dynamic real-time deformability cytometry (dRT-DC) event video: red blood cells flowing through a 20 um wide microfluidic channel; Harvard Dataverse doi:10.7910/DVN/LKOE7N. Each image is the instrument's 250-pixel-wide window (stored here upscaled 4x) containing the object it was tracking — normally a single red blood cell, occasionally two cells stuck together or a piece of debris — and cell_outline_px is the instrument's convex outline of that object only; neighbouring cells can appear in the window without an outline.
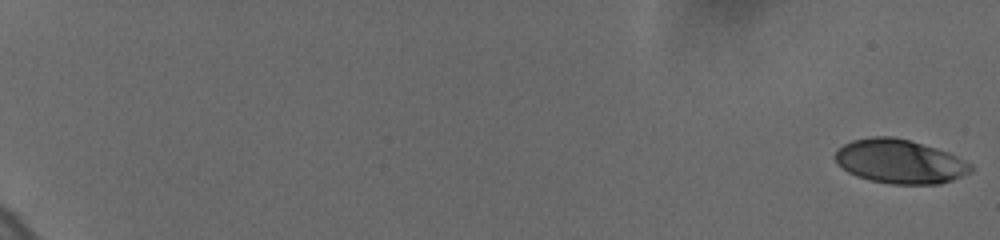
{"species": "human", "species_latin": "Homo sapiens", "temperature_condition": "cold", "stored_images_in_passage": 13, "camera_frame_rate_fps": 3000, "um_per_image_px": 0.085, "donor": {"sex": "female"}, "frame": {"image": 1, "passage_image": 1, "time_ms": 0.0, "image_size_px": [1000, 240], "cell_outline_px": [[972, 172], [952, 180], [940, 184], [892, 184], [868, 180], [856, 176], [848, 172], [836, 164], [832, 156], [844, 144], [852, 140], [872, 136], [892, 136], [908, 140], [936, 148], [948, 152], [972, 164]], "centroid_in_image_um": [76.45, 13.73], "position_along_channel_um": 8.5, "area_um2": 34.97}}
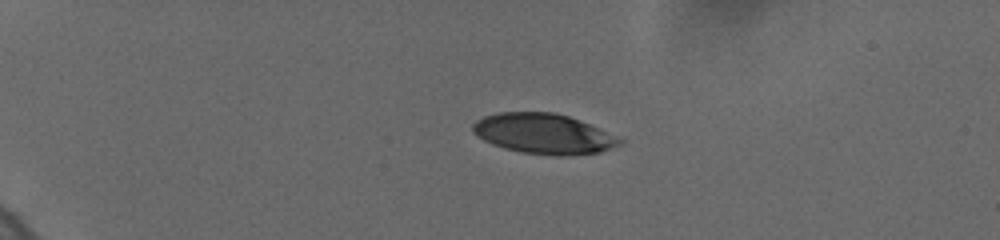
{"frame": {"image": 2, "passage_image": 10, "time_ms": 5.0, "image_size_px": [1000, 240], "cell_outline_px": [[624, 144], [600, 152], [564, 156], [552, 156], [520, 152], [504, 148], [492, 144], [484, 140], [472, 132], [472, 124], [476, 120], [484, 116], [500, 112], [552, 112], [568, 116], [580, 120], [620, 136], [624, 140]], "centroid_in_image_um": [46.25, 11.38], "position_along_channel_um": 38.7, "area_um2": 34.85}}
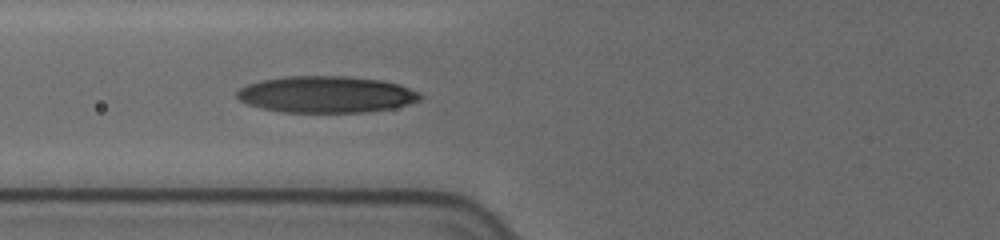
{"frame": {"image": 3, "passage_image": 13, "time_ms": 8.667, "image_size_px": [1000, 240], "cell_outline_px": [[424, 96], [420, 100], [408, 104], [392, 108], [364, 112], [284, 112], [264, 108], [248, 104], [240, 100], [236, 96], [236, 92], [240, 88], [248, 84], [264, 80], [284, 76], [348, 76], [380, 80], [400, 84], [420, 92]], "centroid_in_image_um": [27.77, 8.02], "position_along_channel_um": 98.0, "area_um2": 39.02}}